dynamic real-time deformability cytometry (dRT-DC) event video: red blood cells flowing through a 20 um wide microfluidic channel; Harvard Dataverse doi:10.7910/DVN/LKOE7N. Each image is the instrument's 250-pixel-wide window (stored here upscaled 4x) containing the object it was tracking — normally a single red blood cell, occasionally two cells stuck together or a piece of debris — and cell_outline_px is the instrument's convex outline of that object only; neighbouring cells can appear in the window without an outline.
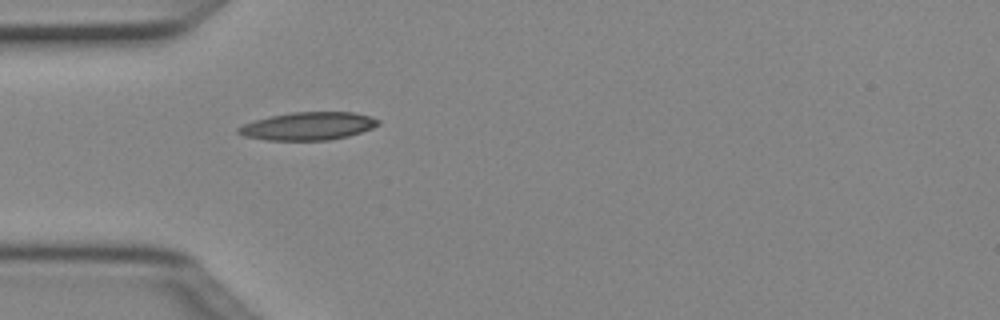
{"species": "Egyptian fruit bat (a non-hibernating species)", "species_latin": "Rousettus aegyptiacus", "temperature_condition": "cold", "stored_images_in_passage": 1, "camera_frame_rate_fps": 3000, "um_per_image_px": 0.085, "animal": {"sex": "female"}, "frame": {"image": 1, "passage_image": 1, "time_ms": 0.0, "image_size_px": [1000, 320], "cell_outline_px": [[380, 124], [372, 128], [348, 136], [328, 140], [264, 140], [244, 136], [236, 132], [236, 128], [244, 124], [268, 116], [292, 112], [352, 112], [368, 116], [380, 120]], "centroid_in_image_um": [26.16, 10.72], "position_along_channel_um": 58.8, "area_um2": 22.72}}